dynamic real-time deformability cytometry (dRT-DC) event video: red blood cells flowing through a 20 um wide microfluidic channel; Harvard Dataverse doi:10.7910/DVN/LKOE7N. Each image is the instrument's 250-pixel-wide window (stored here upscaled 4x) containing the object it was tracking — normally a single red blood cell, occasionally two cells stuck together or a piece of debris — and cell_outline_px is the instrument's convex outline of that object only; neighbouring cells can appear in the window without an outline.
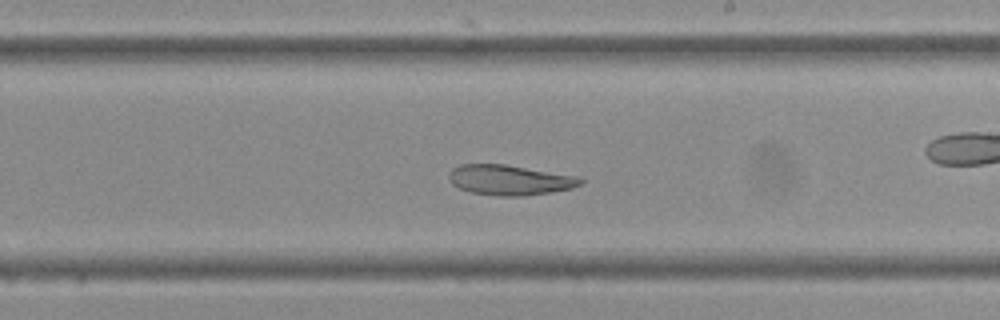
{"species": "Egyptian fruit bat (a non-hibernating species)", "species_latin": "Rousettus aegyptiacus", "temperature_condition": "cold", "stored_images_in_passage": 43, "camera_frame_rate_fps": 3000, "um_per_image_px": 0.085, "frame": {"image": 1, "passage_image": 25, "time_ms": 8.0, "image_size_px": [1000, 320], "cell_outline_px": [[584, 180], [580, 184], [572, 188], [552, 192], [524, 196], [500, 196], [472, 192], [460, 188], [452, 184], [448, 176], [448, 172], [452, 168], [460, 164], [504, 164], [576, 176]], "centroid_in_image_um": [43.29, 15.3], "position_along_channel_um": 245.7, "area_um2": 23.0}}
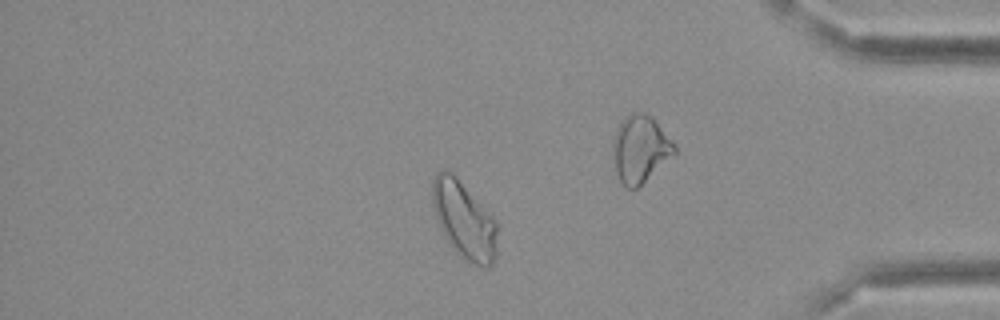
{"frame": {"image": 2, "passage_image": 37, "time_ms": 12.0, "image_size_px": [1000, 320], "cell_outline_px": [[496, 256], [492, 264], [488, 268], [468, 264], [456, 252], [444, 236], [440, 228], [432, 204], [432, 176], [440, 168], [448, 168], [456, 176], [496, 220]], "centroid_in_image_um": [39.42, 18.69], "position_along_channel_um": 395.8, "area_um2": 29.54}}